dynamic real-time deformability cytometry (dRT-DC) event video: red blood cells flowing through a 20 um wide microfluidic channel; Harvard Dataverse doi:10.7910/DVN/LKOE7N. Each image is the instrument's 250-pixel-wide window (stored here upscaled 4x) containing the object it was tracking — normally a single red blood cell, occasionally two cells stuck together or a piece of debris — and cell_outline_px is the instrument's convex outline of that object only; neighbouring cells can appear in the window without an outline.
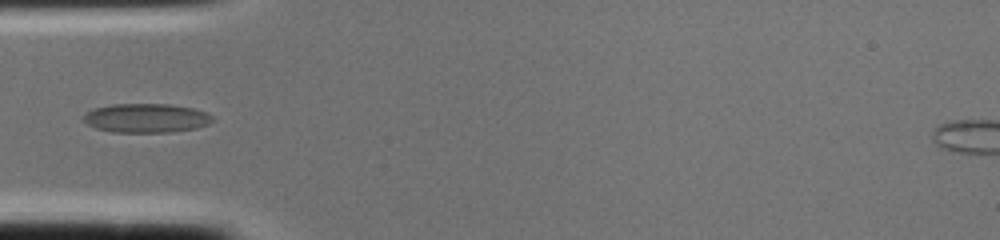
{"species": "common noctule bat (a hibernating species)", "species_latin": "Nyctalus noctula", "temperature_condition": "cold", "stored_images_in_passage": 2, "camera_frame_rate_fps": 3000, "um_per_image_px": 0.085, "animal": {"sex": "female", "body_mass_g": 22.0, "forearm_length_mm": 56.7}, "frame": {"image": 1, "passage_image": 2, "time_ms": 0.333, "image_size_px": [1000, 240], "cell_outline_px": [[212, 120], [208, 124], [196, 128], [168, 132], [112, 132], [96, 128], [88, 124], [84, 120], [84, 112], [92, 108], [112, 104], [168, 104], [192, 108], [208, 112], [212, 116]], "centroid_in_image_um": [12.4, 10.03], "position_along_channel_um": 72.6, "area_um2": 21.85}}